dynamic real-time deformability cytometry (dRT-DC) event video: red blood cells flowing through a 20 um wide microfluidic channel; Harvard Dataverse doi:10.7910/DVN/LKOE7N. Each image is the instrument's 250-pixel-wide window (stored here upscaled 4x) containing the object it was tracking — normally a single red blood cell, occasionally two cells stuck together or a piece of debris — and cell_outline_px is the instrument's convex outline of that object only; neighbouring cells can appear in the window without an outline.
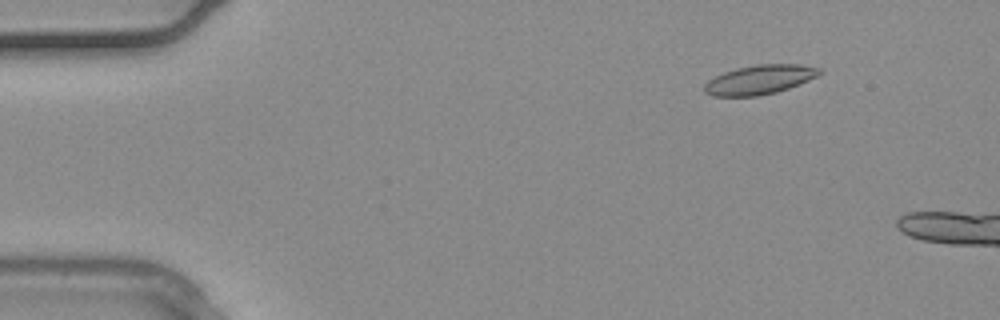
{"species": "common noctule bat (a hibernating species)", "species_latin": "Nyctalus noctula", "temperature_condition": "warm", "stored_images_in_passage": 2, "camera_frame_rate_fps": 3000, "um_per_image_px": 0.085, "animal": {"sex": "male", "body_mass_g": 20.4}, "frame": {"image": 1, "passage_image": 1, "time_ms": 0.0, "image_size_px": [1000, 320], "cell_outline_px": [[820, 72], [816, 76], [808, 80], [788, 88], [776, 92], [756, 96], [712, 96], [704, 92], [704, 84], [708, 80], [724, 72], [736, 68], [756, 64], [800, 64], [820, 68]], "centroid_in_image_um": [64.52, 6.77], "position_along_channel_um": 20.5, "area_um2": 19.48}}